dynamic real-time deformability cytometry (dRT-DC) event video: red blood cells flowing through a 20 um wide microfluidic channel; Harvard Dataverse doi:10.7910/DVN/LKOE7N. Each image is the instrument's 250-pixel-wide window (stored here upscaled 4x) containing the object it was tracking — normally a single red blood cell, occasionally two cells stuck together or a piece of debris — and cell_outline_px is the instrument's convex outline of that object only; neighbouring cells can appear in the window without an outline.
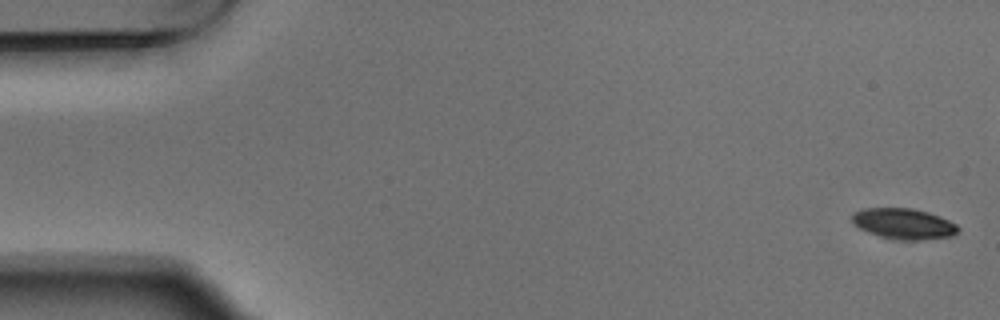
{"species": "Egyptian fruit bat (a non-hibernating species)", "species_latin": "Rousettus aegyptiacus", "temperature_condition": "warm", "stored_images_in_passage": 5, "camera_frame_rate_fps": 3000, "um_per_image_px": 0.085, "animal": {"sex": "male"}, "frame": {"image": 1, "passage_image": 1, "time_ms": 0.0, "image_size_px": [1000, 320], "cell_outline_px": [[960, 232], [952, 236], [920, 240], [896, 240], [880, 236], [868, 232], [852, 224], [852, 212], [864, 208], [912, 208], [928, 212], [940, 216], [956, 224], [960, 228]], "centroid_in_image_um": [76.82, 19.02], "position_along_channel_um": 8.2, "area_um2": 19.19}}